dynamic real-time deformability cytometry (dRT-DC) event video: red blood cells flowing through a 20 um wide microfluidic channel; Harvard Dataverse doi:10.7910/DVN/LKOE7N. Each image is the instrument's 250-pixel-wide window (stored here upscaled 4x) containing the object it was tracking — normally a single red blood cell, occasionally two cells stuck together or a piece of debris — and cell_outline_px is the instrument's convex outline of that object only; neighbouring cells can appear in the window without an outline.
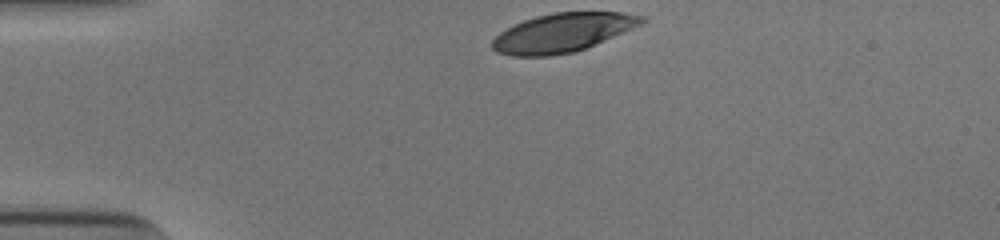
{"species": "human", "species_latin": "Homo sapiens", "temperature_condition": "cold", "stored_images_in_passage": 25, "camera_frame_rate_fps": 3000, "um_per_image_px": 0.085, "donor": {"sex": "male"}, "frame": {"image": 1, "passage_image": 1, "time_ms": 0.0, "image_size_px": [1000, 240], "cell_outline_px": [[648, 20], [632, 28], [584, 48], [572, 52], [552, 56], [512, 56], [496, 52], [492, 48], [492, 40], [500, 32], [524, 20], [536, 16], [552, 12], [620, 12], [648, 16]], "centroid_in_image_um": [47.81, 2.77], "position_along_channel_um": 37.2, "area_um2": 33.47}}
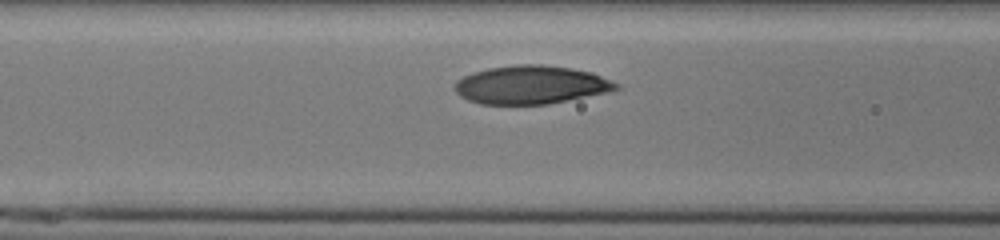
{"frame": {"image": 2, "passage_image": 11, "time_ms": 3.333, "image_size_px": [1000, 240], "cell_outline_px": [[620, 88], [612, 92], [548, 104], [480, 104], [468, 100], [460, 96], [456, 92], [456, 80], [472, 72], [488, 68], [516, 64], [540, 64], [568, 68], [592, 72], [620, 84]], "centroid_in_image_um": [45.17, 7.21], "position_along_channel_um": 121.4, "area_um2": 36.24}}
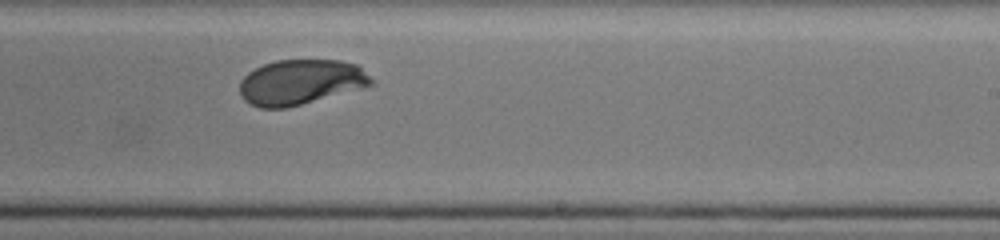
{"frame": {"image": 3, "passage_image": 22, "time_ms": 7.0, "image_size_px": [1000, 240], "cell_outline_px": [[376, 84], [300, 104], [284, 108], [260, 108], [248, 104], [240, 96], [240, 80], [248, 72], [264, 64], [276, 60], [340, 60], [360, 64]], "centroid_in_image_um": [25.55, 6.97], "position_along_channel_um": 263.4, "area_um2": 34.68}}